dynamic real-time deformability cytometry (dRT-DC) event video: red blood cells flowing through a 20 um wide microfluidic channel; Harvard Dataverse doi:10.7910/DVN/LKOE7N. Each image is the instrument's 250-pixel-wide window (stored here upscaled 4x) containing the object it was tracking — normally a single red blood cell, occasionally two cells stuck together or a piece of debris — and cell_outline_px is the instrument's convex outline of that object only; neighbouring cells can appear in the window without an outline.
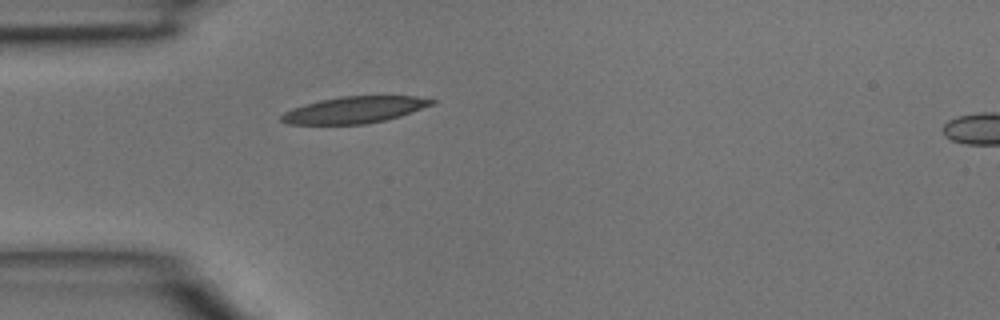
{"species": "common noctule bat (a hibernating species)", "species_latin": "Nyctalus noctula", "temperature_condition": "room temperature", "stored_images_in_passage": 2, "segment_of_instrument_passage": [1, 2], "camera_frame_rate_fps": 3000, "um_per_image_px": 0.085, "animal": {"sex": "male", "body_mass_g": 15.6}, "frame": {"image": 1, "passage_image": 1, "time_ms": 0.0, "image_size_px": [1000, 320], "cell_outline_px": [[436, 104], [400, 116], [384, 120], [364, 124], [288, 124], [280, 120], [280, 116], [284, 112], [292, 108], [304, 104], [320, 100], [340, 96], [416, 96], [436, 100]], "centroid_in_image_um": [30.14, 9.33], "position_along_channel_um": 54.9, "area_um2": 23.35}}